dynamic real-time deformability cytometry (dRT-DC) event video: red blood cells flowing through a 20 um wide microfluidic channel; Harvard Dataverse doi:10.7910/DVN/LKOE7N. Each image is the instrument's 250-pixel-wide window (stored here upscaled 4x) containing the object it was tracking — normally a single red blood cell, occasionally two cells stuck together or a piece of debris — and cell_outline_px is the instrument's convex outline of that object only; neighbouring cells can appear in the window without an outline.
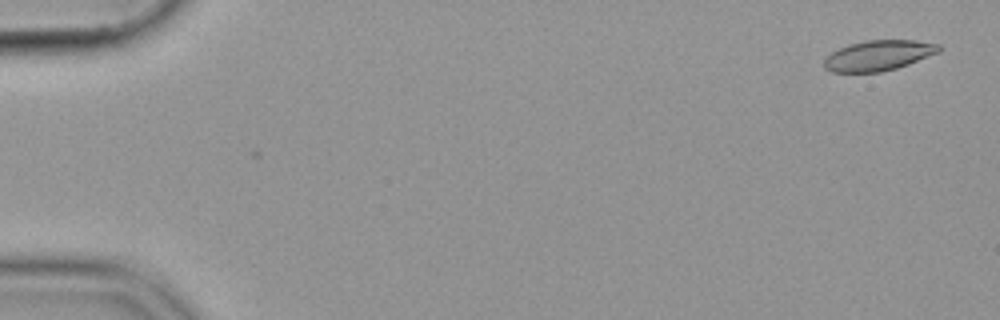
{"species": "common noctule bat (a hibernating species)", "species_latin": "Nyctalus noctula", "temperature_condition": "cold", "stored_images_in_passage": 8, "camera_frame_rate_fps": 3000, "um_per_image_px": 0.085, "animal": {"sex": "female", "body_mass_g": 19.9}, "frame": {"image": 1, "passage_image": 1, "time_ms": 0.0, "image_size_px": [1000, 320], "cell_outline_px": [[940, 52], [908, 64], [896, 68], [880, 72], [832, 72], [824, 68], [824, 60], [832, 52], [840, 48], [852, 44], [868, 40], [916, 40], [940, 44]], "centroid_in_image_um": [74.69, 4.71], "position_along_channel_um": 10.3, "area_um2": 20.11}}